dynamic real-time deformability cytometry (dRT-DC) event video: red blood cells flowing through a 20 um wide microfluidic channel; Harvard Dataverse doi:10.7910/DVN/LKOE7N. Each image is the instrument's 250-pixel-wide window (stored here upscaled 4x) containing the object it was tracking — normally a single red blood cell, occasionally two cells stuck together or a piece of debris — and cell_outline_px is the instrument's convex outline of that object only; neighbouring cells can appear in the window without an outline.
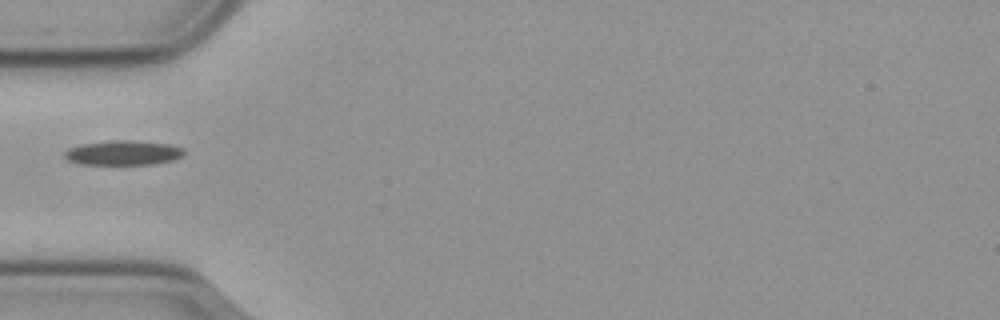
{"species": "common noctule bat (a hibernating species)", "species_latin": "Nyctalus noctula", "temperature_condition": "cold", "stored_images_in_passage": 9, "camera_frame_rate_fps": 3000, "um_per_image_px": 0.085, "animal": {"sex": "male", "body_mass_g": 23.1, "forearm_length_mm": 52.7}, "frame": {"image": 1, "passage_image": 1, "time_ms": 0.0, "image_size_px": [1000, 320], "cell_outline_px": [[184, 156], [172, 160], [148, 164], [80, 164], [68, 160], [64, 156], [64, 152], [68, 148], [80, 144], [108, 140], [128, 140], [168, 144], [184, 148]], "centroid_in_image_um": [10.44, 12.98], "position_along_channel_um": 74.6, "area_um2": 17.11}}
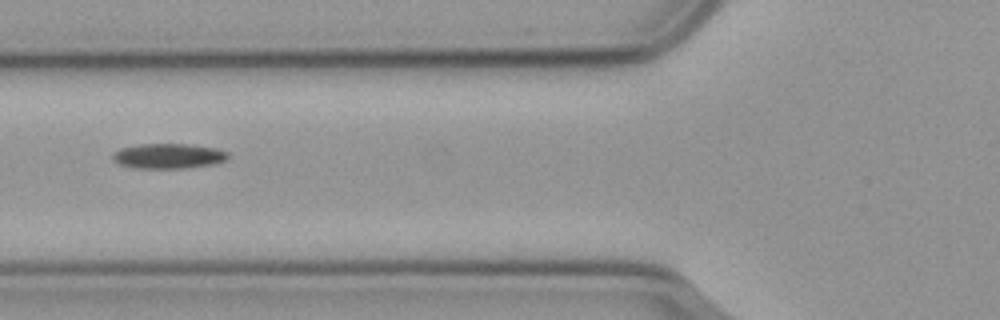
{"frame": {"image": 2, "passage_image": 4, "time_ms": 1.0, "image_size_px": [1000, 320], "cell_outline_px": [[228, 160], [212, 164], [184, 168], [132, 168], [120, 164], [112, 160], [112, 156], [120, 148], [140, 144], [188, 144], [216, 148], [228, 152]], "centroid_in_image_um": [14.32, 13.26], "position_along_channel_um": 111.5, "area_um2": 16.82}}
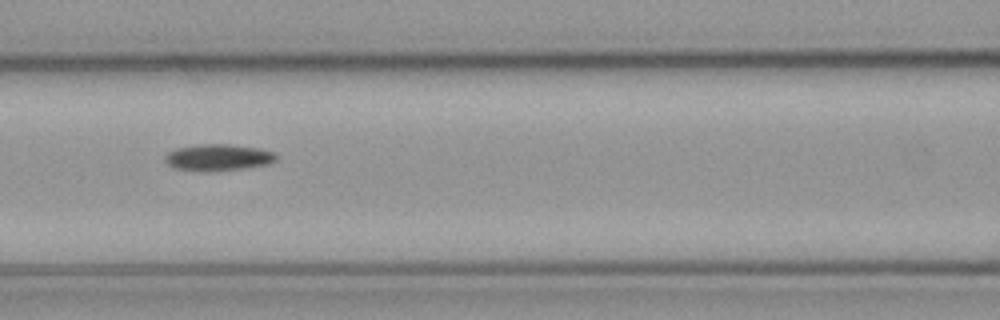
{"frame": {"image": 3, "passage_image": 7, "time_ms": 2.0, "image_size_px": [1000, 320], "cell_outline_px": [[276, 160], [268, 164], [244, 168], [176, 168], [168, 164], [164, 160], [164, 156], [168, 152], [176, 148], [196, 144], [228, 144], [260, 148], [276, 152]], "centroid_in_image_um": [18.59, 13.31], "position_along_channel_um": 148.0, "area_um2": 16.36}}